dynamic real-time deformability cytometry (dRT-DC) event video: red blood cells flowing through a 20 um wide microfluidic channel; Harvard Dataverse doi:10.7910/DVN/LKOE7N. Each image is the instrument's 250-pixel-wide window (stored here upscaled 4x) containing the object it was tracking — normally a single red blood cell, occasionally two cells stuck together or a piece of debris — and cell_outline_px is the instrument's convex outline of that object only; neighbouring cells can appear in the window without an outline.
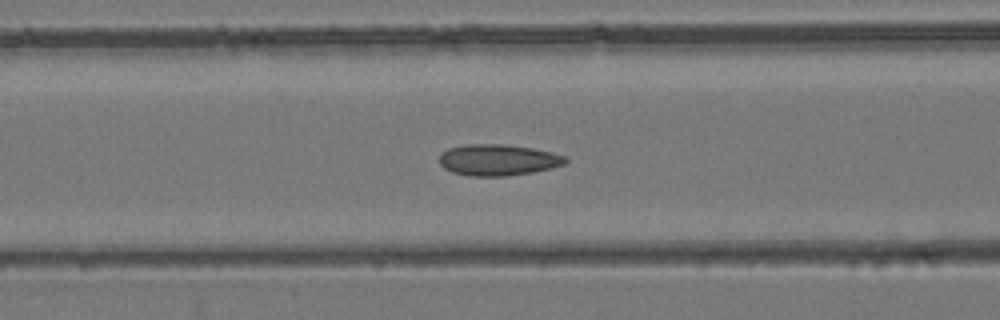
{"species": "common noctule bat (a hibernating species)", "species_latin": "Nyctalus noctula", "temperature_condition": "room temperature", "stored_images_in_passage": 39, "camera_frame_rate_fps": 3000, "um_per_image_px": 0.085, "animal": {"sex": "female", "body_mass_g": 24.6, "forearm_length_mm": 56.2}, "frame": {"image": 1, "passage_image": 19, "time_ms": 6.0, "image_size_px": [1000, 320], "cell_outline_px": [[568, 160], [564, 164], [552, 168], [532, 172], [508, 176], [468, 176], [452, 172], [444, 168], [440, 164], [440, 156], [448, 148], [468, 144], [504, 144], [532, 148], [552, 152], [568, 156]], "centroid_in_image_um": [42.36, 13.6], "position_along_channel_um": 124.2, "area_um2": 23.06}}
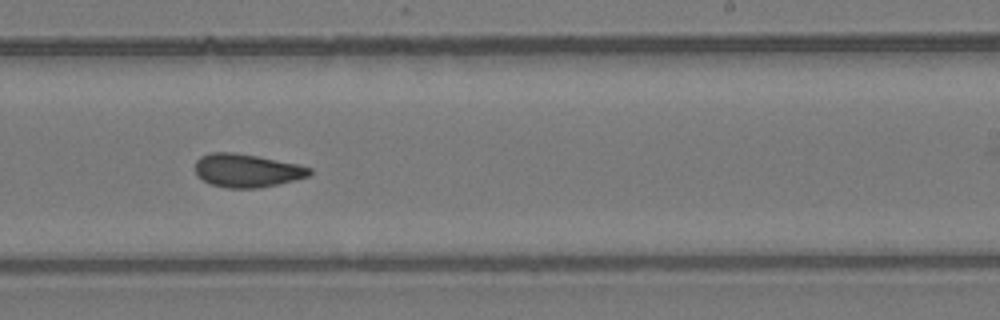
{"frame": {"image": 2, "passage_image": 29, "time_ms": 9.333, "image_size_px": [1000, 320], "cell_outline_px": [[312, 172], [308, 176], [276, 184], [256, 188], [228, 188], [212, 184], [196, 176], [196, 160], [200, 156], [212, 152], [232, 152], [256, 156], [296, 164], [312, 168]], "centroid_in_image_um": [20.94, 14.49], "position_along_channel_um": 268.1, "area_um2": 21.85}}
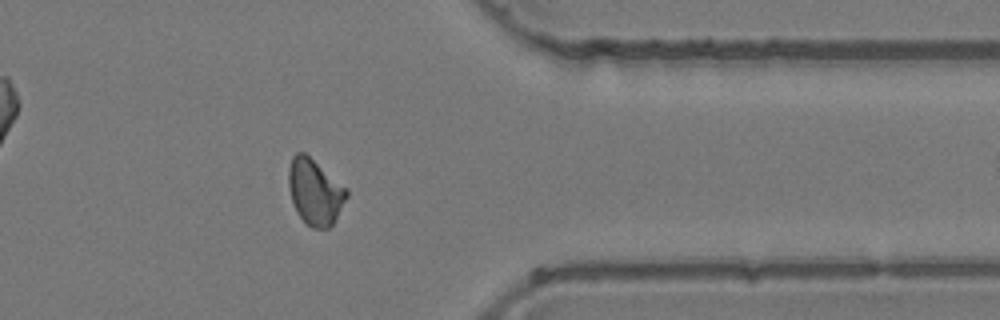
{"frame": {"image": 3, "passage_image": 38, "time_ms": 12.333, "image_size_px": [1000, 320], "cell_outline_px": [[348, 196], [332, 224], [328, 228], [312, 228], [304, 224], [296, 212], [288, 188], [288, 168], [292, 156], [296, 152], [304, 152], [348, 188]], "centroid_in_image_um": [26.75, 16.31], "position_along_channel_um": 384.6, "area_um2": 22.43}}